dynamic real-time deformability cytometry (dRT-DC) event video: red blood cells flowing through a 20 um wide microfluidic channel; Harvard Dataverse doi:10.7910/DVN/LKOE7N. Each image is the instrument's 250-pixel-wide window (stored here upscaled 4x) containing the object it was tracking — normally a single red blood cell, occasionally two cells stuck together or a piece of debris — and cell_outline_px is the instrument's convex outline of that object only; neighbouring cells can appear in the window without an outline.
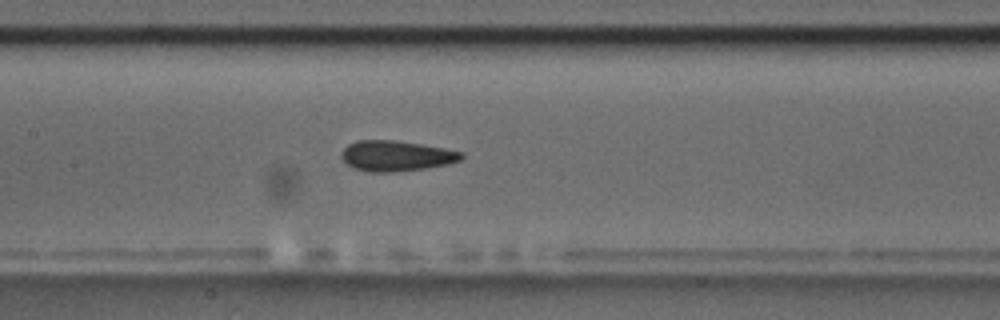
{"species": "common noctule bat (a hibernating species)", "species_latin": "Nyctalus noctula", "temperature_condition": "room temperature", "stored_images_in_passage": 20, "camera_frame_rate_fps": 3000, "um_per_image_px": 0.085, "animal": {"sex": "male", "body_mass_g": 17.5, "forearm_length_mm": 52.3}, "frame": {"image": 1, "passage_image": 15, "time_ms": 4.667, "image_size_px": [1000, 320], "cell_outline_px": [[464, 156], [460, 160], [448, 164], [424, 168], [392, 172], [368, 172], [352, 168], [340, 156], [344, 148], [348, 144], [356, 140], [396, 140], [444, 148], [464, 152]], "centroid_in_image_um": [33.66, 13.24], "position_along_channel_um": 173.7, "area_um2": 21.33}}